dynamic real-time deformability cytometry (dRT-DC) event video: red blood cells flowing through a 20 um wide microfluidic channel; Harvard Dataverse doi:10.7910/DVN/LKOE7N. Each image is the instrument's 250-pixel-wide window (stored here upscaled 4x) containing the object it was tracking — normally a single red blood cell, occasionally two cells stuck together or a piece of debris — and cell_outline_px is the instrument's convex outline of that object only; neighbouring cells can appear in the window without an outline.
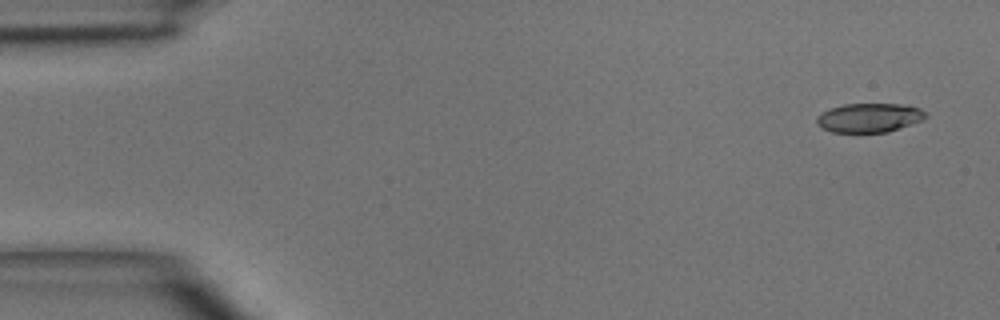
{"species": "common noctule bat (a hibernating species)", "species_latin": "Nyctalus noctula", "temperature_condition": "room temperature", "stored_images_in_passage": 4, "camera_frame_rate_fps": 3000, "um_per_image_px": 0.085, "animal": {"sex": "male", "body_mass_g": 15.6}, "frame": {"image": 1, "passage_image": 1, "time_ms": 0.0, "image_size_px": [1000, 320], "cell_outline_px": [[928, 116], [924, 120], [888, 132], [832, 132], [820, 128], [816, 124], [816, 116], [820, 112], [828, 108], [844, 104], [900, 104], [920, 108], [928, 112]], "centroid_in_image_um": [73.87, 10.0], "position_along_channel_um": 11.1, "area_um2": 18.84}}
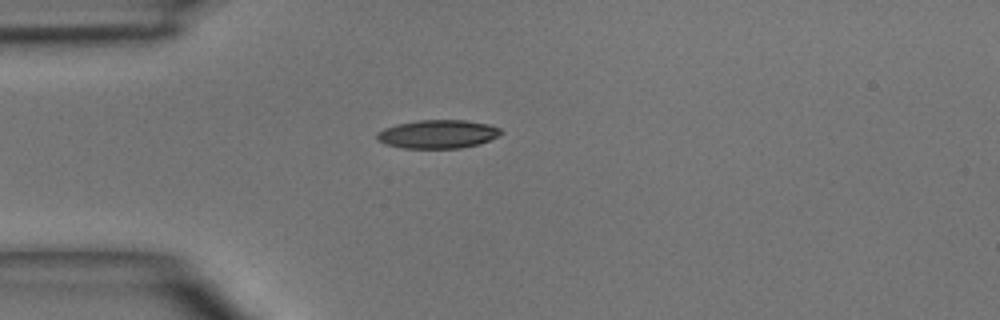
{"frame": {"image": 2, "passage_image": 4, "time_ms": 3.333, "image_size_px": [1000, 320], "cell_outline_px": [[504, 132], [500, 136], [480, 144], [460, 148], [404, 148], [384, 144], [376, 140], [376, 136], [384, 128], [396, 124], [420, 120], [464, 120], [488, 124], [500, 128]], "centroid_in_image_um": [37.24, 11.4], "position_along_channel_um": 47.8, "area_um2": 20.69}}